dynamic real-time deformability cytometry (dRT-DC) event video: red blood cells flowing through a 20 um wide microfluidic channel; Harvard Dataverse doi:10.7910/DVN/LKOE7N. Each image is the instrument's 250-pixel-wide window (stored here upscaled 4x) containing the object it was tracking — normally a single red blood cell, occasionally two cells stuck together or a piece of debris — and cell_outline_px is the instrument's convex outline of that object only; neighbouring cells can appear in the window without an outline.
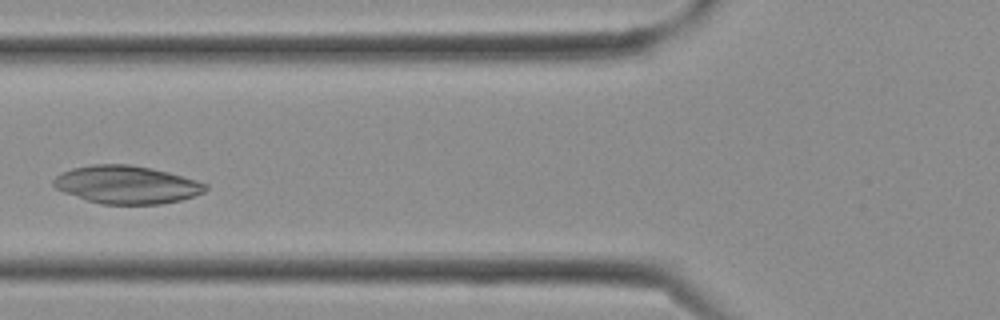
{"species": "Egyptian fruit bat (a non-hibernating species)", "species_latin": "Rousettus aegyptiacus", "temperature_condition": "cold", "stored_images_in_passage": 13, "camera_frame_rate_fps": 3000, "um_per_image_px": 0.085, "frame": {"image": 1, "passage_image": 10, "time_ms": 3.0, "image_size_px": [1000, 320], "cell_outline_px": [[208, 188], [204, 192], [180, 200], [160, 204], [100, 204], [64, 192], [56, 188], [52, 184], [52, 180], [60, 172], [72, 168], [92, 164], [128, 164], [152, 168], [168, 172], [196, 180], [208, 184]], "centroid_in_image_um": [10.75, 15.69], "position_along_channel_um": 115.1, "area_um2": 33.58}}
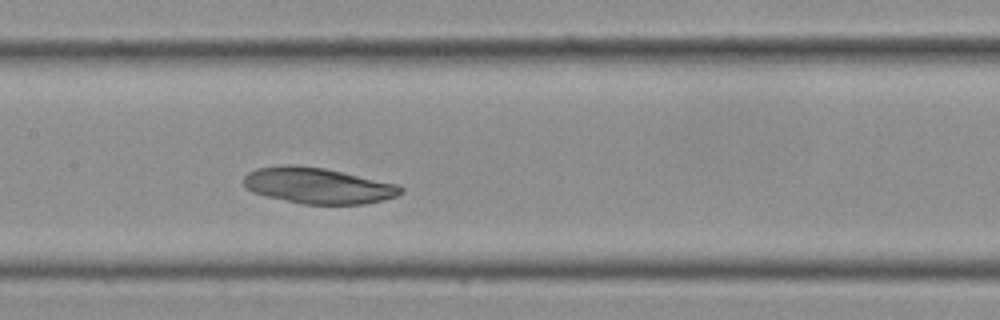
{"frame": {"image": 2, "passage_image": 13, "time_ms": 4.0, "image_size_px": [1000, 320], "cell_outline_px": [[404, 192], [396, 196], [384, 200], [364, 204], [304, 204], [268, 196], [252, 192], [244, 188], [244, 176], [248, 172], [256, 168], [284, 164], [292, 164], [324, 168], [400, 184], [404, 188]], "centroid_in_image_um": [27.05, 15.77], "position_along_channel_um": 180.4, "area_um2": 33.12}}